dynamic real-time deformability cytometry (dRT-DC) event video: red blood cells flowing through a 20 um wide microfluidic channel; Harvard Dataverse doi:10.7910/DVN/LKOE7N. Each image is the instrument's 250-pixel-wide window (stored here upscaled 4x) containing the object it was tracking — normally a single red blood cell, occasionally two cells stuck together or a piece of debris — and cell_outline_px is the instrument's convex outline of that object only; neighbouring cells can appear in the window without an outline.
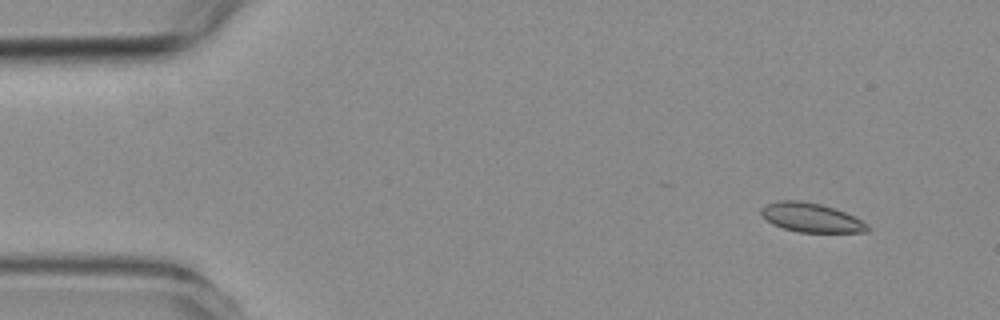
{"species": "common noctule bat (a hibernating species)", "species_latin": "Nyctalus noctula", "temperature_condition": "room temperature", "stored_images_in_passage": 3, "camera_frame_rate_fps": 3000, "um_per_image_px": 0.085, "animal": {"sex": "female", "body_mass_g": 19.3, "forearm_length_mm": 54.1}, "frame": {"image": 1, "passage_image": 1, "time_ms": 0.0, "image_size_px": [1000, 320], "cell_outline_px": [[872, 228], [868, 232], [800, 232], [784, 228], [772, 224], [760, 212], [760, 208], [768, 204], [780, 200], [800, 200], [820, 204], [844, 212], [868, 224]], "centroid_in_image_um": [68.96, 18.5], "position_along_channel_um": 16.0, "area_um2": 17.8}}